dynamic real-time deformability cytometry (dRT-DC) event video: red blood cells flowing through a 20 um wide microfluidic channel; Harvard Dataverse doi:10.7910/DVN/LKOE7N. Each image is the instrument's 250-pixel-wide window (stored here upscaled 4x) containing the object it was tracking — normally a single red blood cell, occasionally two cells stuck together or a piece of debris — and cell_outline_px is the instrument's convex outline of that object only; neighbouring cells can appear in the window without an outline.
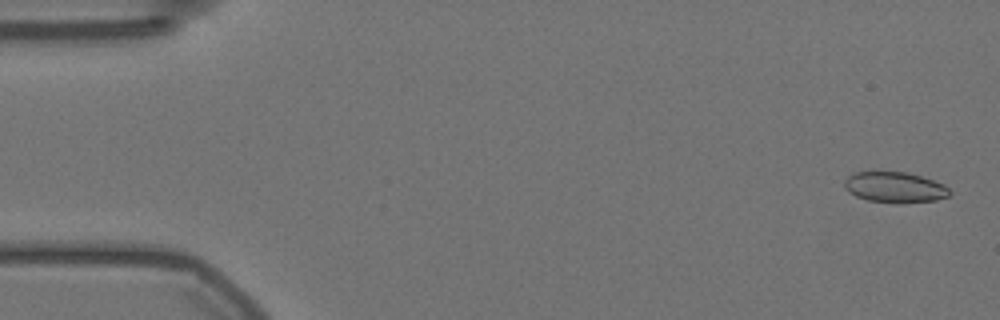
{"species": "Egyptian fruit bat (a non-hibernating species)", "species_latin": "Rousettus aegyptiacus", "temperature_condition": "warm", "stored_images_in_passage": 57, "camera_frame_rate_fps": 3000, "um_per_image_px": 0.085, "animal": {"sex": "female"}, "frame": {"image": 1, "passage_image": 2, "time_ms": 0.333, "image_size_px": [1000, 320], "cell_outline_px": [[952, 192], [948, 196], [936, 200], [900, 204], [896, 204], [868, 200], [856, 196], [848, 192], [844, 188], [844, 180], [848, 176], [856, 172], [908, 172], [944, 184]], "centroid_in_image_um": [76.05, 15.93], "position_along_channel_um": 8.9, "area_um2": 18.96}}
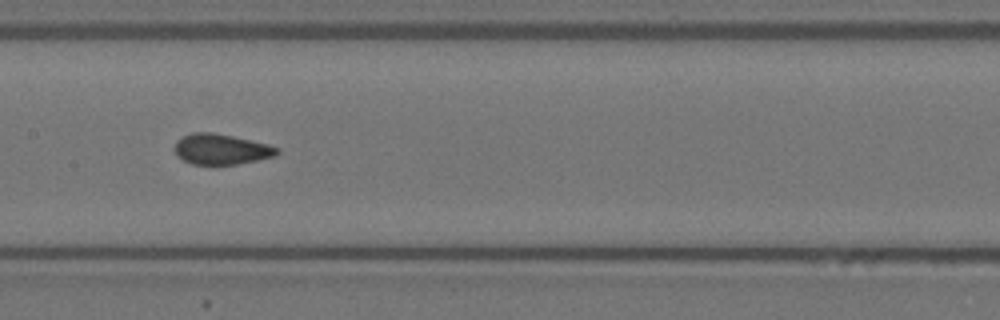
{"frame": {"image": 2, "passage_image": 28, "time_ms": 9.0, "image_size_px": [1000, 320], "cell_outline_px": [[280, 152], [276, 156], [236, 164], [192, 164], [176, 156], [172, 148], [176, 140], [192, 132], [212, 132], [232, 136], [268, 144], [280, 148]], "centroid_in_image_um": [18.77, 12.68], "position_along_channel_um": 188.6, "area_um2": 18.32}}
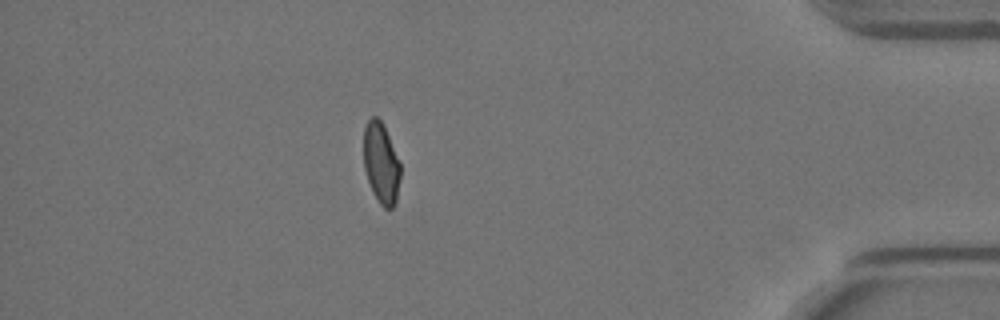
{"frame": {"image": 3, "passage_image": 50, "time_ms": 16.333, "image_size_px": [1000, 320], "cell_outline_px": [[400, 180], [396, 200], [392, 208], [384, 208], [380, 204], [372, 192], [364, 168], [364, 128], [368, 120], [372, 116], [376, 116], [380, 120], [388, 136], [400, 164]], "centroid_in_image_um": [32.38, 13.89], "position_along_channel_um": 402.8, "area_um2": 17.05}}